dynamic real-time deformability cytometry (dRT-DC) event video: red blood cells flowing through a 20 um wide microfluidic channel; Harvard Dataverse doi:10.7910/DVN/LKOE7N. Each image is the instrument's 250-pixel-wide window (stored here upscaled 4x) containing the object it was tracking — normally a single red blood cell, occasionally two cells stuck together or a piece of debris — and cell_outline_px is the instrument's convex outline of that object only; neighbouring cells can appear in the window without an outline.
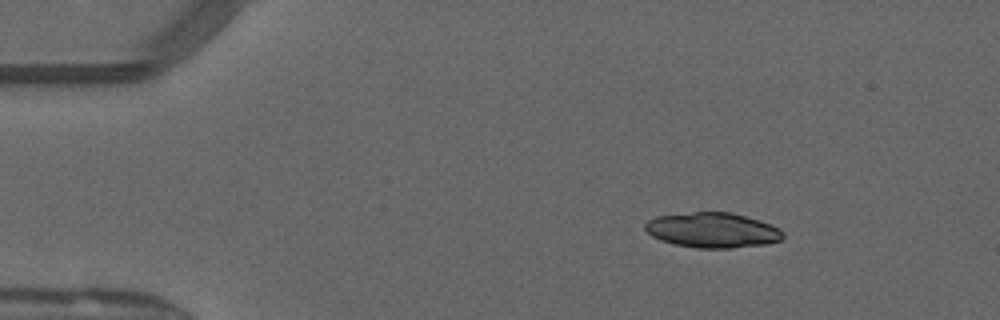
{"species": "common noctule bat (a hibernating species)", "species_latin": "Nyctalus noctula", "temperature_condition": "warm", "stored_images_in_passage": 43, "camera_frame_rate_fps": 3000, "um_per_image_px": 0.085, "animal": {"sex": "male", "forearm_length_mm": 52.5}, "frame": {"image": 1, "passage_image": 1, "time_ms": 0.0, "image_size_px": [1000, 320], "cell_outline_px": [[784, 236], [780, 240], [768, 244], [732, 248], [696, 248], [676, 244], [660, 240], [652, 236], [644, 228], [644, 224], [648, 220], [656, 216], [692, 212], [732, 212], [760, 220], [780, 228], [784, 232]], "centroid_in_image_um": [60.58, 19.56], "position_along_channel_um": 24.4, "area_um2": 28.38}}